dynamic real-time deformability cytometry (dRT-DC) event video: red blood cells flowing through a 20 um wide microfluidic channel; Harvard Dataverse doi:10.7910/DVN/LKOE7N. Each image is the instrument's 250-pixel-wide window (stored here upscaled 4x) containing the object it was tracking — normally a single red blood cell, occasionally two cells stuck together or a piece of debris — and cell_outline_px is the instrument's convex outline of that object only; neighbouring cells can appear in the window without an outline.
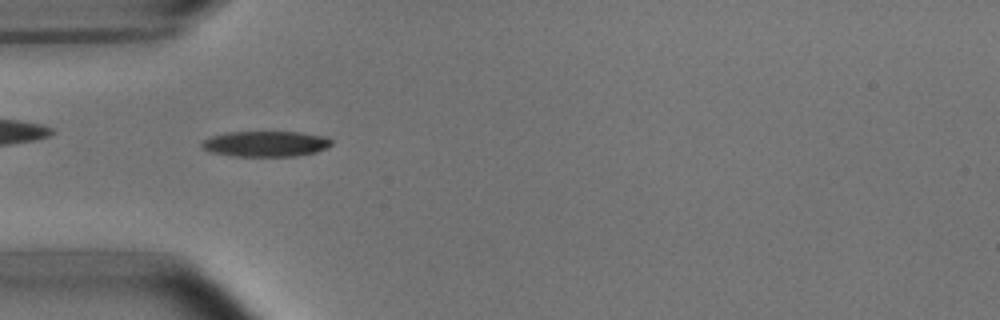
{"species": "common noctule bat (a hibernating species)", "species_latin": "Nyctalus noctula", "temperature_condition": "room temperature", "stored_images_in_passage": 49, "camera_frame_rate_fps": 3000, "um_per_image_px": 0.085, "animal": {"sex": "male", "body_mass_g": 15.6}, "frame": {"image": 1, "passage_image": 12, "time_ms": 3.667, "image_size_px": [1000, 320], "cell_outline_px": [[332, 144], [328, 148], [316, 152], [296, 156], [232, 156], [212, 152], [204, 148], [200, 144], [204, 140], [212, 136], [228, 132], [300, 132], [324, 136], [332, 140]], "centroid_in_image_um": [22.62, 12.22], "position_along_channel_um": 62.4, "area_um2": 19.31}}
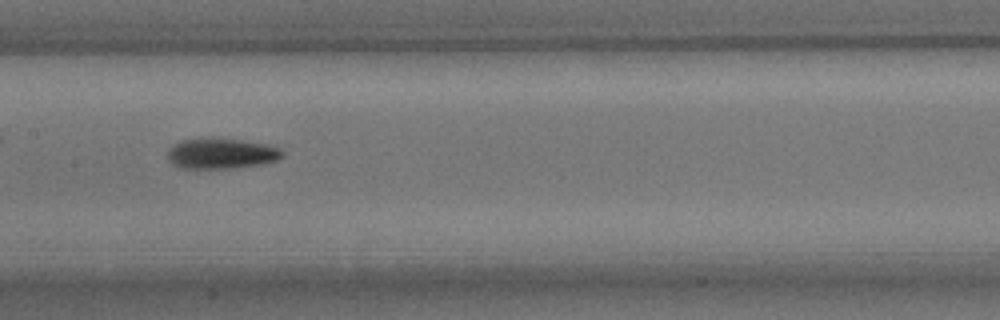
{"frame": {"image": 2, "passage_image": 22, "time_ms": 7.0, "image_size_px": [1000, 320], "cell_outline_px": [[284, 156], [276, 160], [264, 164], [232, 168], [180, 168], [172, 164], [168, 160], [168, 148], [180, 140], [212, 136], [240, 140], [264, 144], [280, 148], [284, 152]], "centroid_in_image_um": [18.78, 13.03], "position_along_channel_um": 188.6, "area_um2": 20.81}}
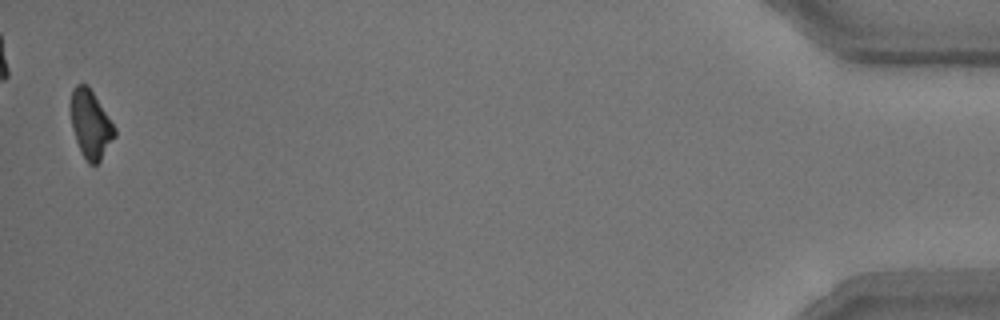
{"frame": {"image": 3, "passage_image": 48, "time_ms": 15.667, "image_size_px": [1000, 320], "cell_outline_px": [[116, 136], [100, 160], [96, 164], [88, 164], [80, 152], [72, 128], [68, 104], [72, 88], [76, 84], [88, 84], [116, 128]], "centroid_in_image_um": [7.66, 10.52], "position_along_channel_um": 427.5, "area_um2": 17.86}, "authors_computed_cell_mechanics": {"area_um2": 18.8428, "velocity_mm_per_s": 3.7834, "shape_relaxation_time_tau1_ms": 2.683, "shape_relaxation_time_tau2_ms": 4.2513, "deformation_change_tau1": 0.1307, "deformation_change_tau2": 0.1212}}